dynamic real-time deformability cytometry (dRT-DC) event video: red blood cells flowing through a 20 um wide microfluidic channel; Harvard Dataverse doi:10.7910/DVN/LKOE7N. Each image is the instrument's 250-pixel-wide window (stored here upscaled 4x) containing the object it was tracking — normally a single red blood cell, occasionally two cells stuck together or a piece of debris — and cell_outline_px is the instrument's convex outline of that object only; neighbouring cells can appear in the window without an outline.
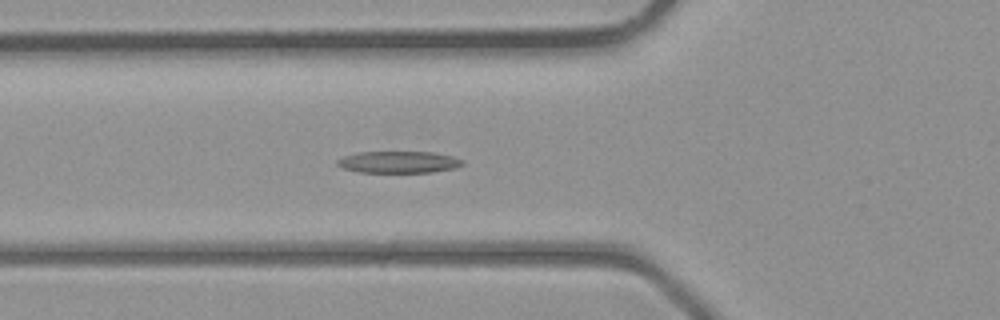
{"species": "common noctule bat (a hibernating species)", "species_latin": "Nyctalus noctula", "temperature_condition": "room temperature", "stored_images_in_passage": 42, "camera_frame_rate_fps": 3000, "um_per_image_px": 0.085, "animal": {"sex": "male", "body_mass_g": 23.1, "forearm_length_mm": 52.7}, "frame": {"image": 1, "passage_image": 16, "time_ms": 5.0, "image_size_px": [1000, 320], "cell_outline_px": [[464, 164], [456, 168], [432, 172], [360, 172], [344, 168], [336, 164], [336, 160], [344, 156], [360, 152], [432, 152], [452, 156], [464, 160]], "centroid_in_image_um": [33.91, 13.77], "position_along_channel_um": 91.9, "area_um2": 15.84}}
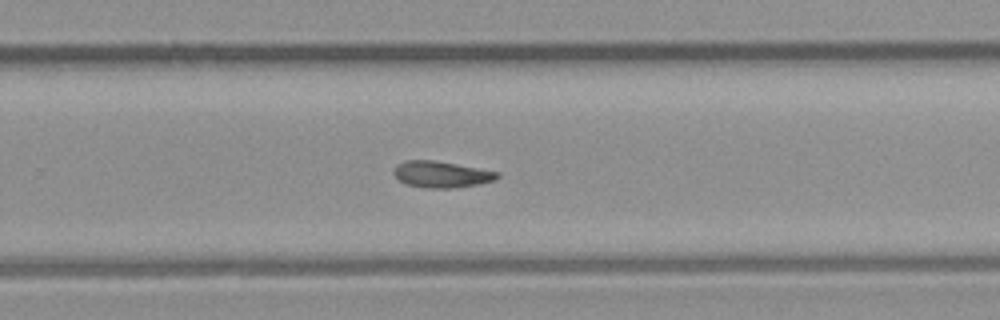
{"frame": {"image": 2, "passage_image": 28, "time_ms": 9.0, "image_size_px": [1000, 320], "cell_outline_px": [[500, 176], [496, 180], [456, 188], [428, 188], [404, 184], [392, 172], [396, 164], [404, 160], [432, 160], [456, 164], [500, 172]], "centroid_in_image_um": [37.5, 14.82], "position_along_channel_um": 292.3, "area_um2": 15.95}}
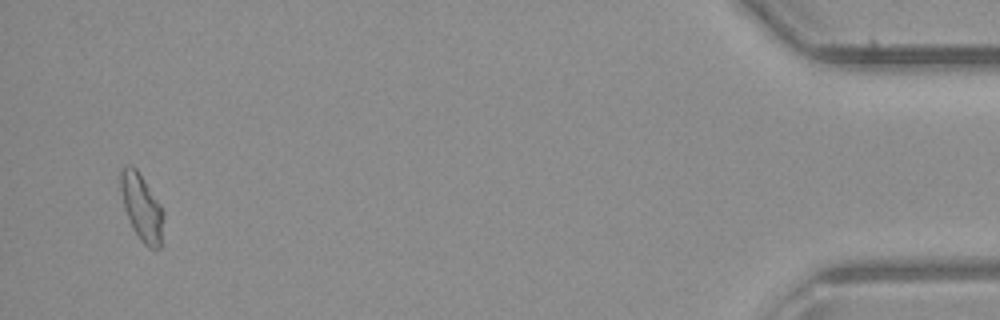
{"frame": {"image": 3, "passage_image": 41, "time_ms": 13.333, "image_size_px": [1000, 320], "cell_outline_px": [[164, 216], [160, 248], [148, 248], [144, 244], [136, 232], [124, 208], [120, 192], [120, 172], [128, 164], [132, 164], [136, 168], [160, 204], [164, 212]], "centroid_in_image_um": [12.04, 17.6], "position_along_channel_um": 423.2, "area_um2": 16.42}}